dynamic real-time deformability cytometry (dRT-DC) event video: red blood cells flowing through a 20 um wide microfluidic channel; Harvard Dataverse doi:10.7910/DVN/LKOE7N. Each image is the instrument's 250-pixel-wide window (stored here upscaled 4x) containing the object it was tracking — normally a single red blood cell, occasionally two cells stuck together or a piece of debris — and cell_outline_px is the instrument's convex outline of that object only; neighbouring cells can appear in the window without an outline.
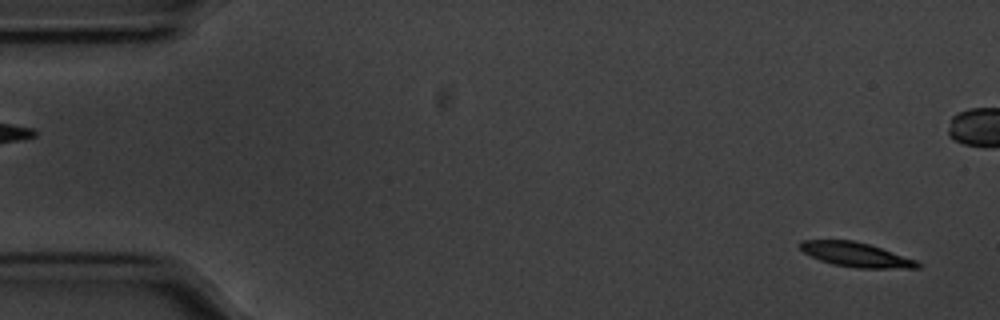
{"species": "common noctule bat (a hibernating species)", "species_latin": "Nyctalus noctula", "temperature_condition": "cold", "stored_images_in_passage": 56, "camera_frame_rate_fps": 3000, "um_per_image_px": 0.085, "animal": {"sex": "male", "body_mass_g": 20.1, "forearm_length_mm": 53.5}, "frame": {"image": 1, "passage_image": 1, "time_ms": 0.0, "image_size_px": [1000, 320], "cell_outline_px": [[920, 268], [856, 268], [836, 264], [820, 260], [804, 252], [800, 248], [800, 240], [852, 240], [868, 244], [916, 260], [920, 264]], "centroid_in_image_um": [72.75, 21.64], "position_along_channel_um": 12.2, "area_um2": 16.36}}
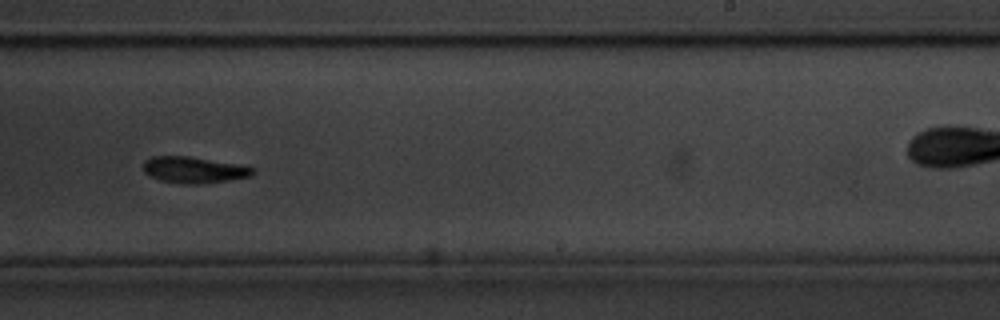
{"frame": {"image": 2, "passage_image": 33, "time_ms": 10.667, "image_size_px": [1000, 320], "cell_outline_px": [[256, 172], [252, 176], [228, 180], [200, 184], [180, 184], [160, 180], [144, 172], [144, 160], [152, 156], [188, 156], [236, 164], [256, 168]], "centroid_in_image_um": [16.49, 14.44], "position_along_channel_um": 272.5, "area_um2": 16.76}}
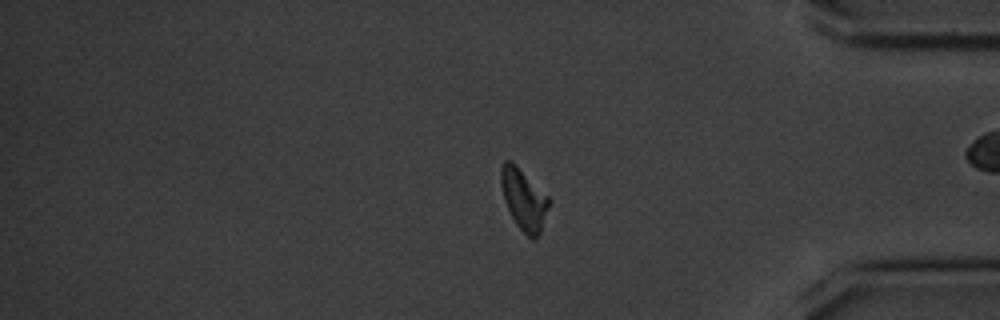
{"frame": {"image": 3, "passage_image": 45, "time_ms": 14.667, "image_size_px": [1000, 320], "cell_outline_px": [[548, 208], [540, 232], [532, 240], [516, 224], [504, 200], [500, 184], [500, 168], [504, 160], [512, 160], [548, 196]], "centroid_in_image_um": [44.48, 16.89], "position_along_channel_um": 390.7, "area_um2": 16.82}, "authors_computed_cell_mechanics": {"area_um2": 16.9932, "velocity_mm_per_s": 3.5179, "shape_relaxation_time_tau1_ms": 2.3525, "shape_relaxation_time_tau2_ms": null, "deformation_change_tau1": 0.1385, "deformation_change_tau2": null}}